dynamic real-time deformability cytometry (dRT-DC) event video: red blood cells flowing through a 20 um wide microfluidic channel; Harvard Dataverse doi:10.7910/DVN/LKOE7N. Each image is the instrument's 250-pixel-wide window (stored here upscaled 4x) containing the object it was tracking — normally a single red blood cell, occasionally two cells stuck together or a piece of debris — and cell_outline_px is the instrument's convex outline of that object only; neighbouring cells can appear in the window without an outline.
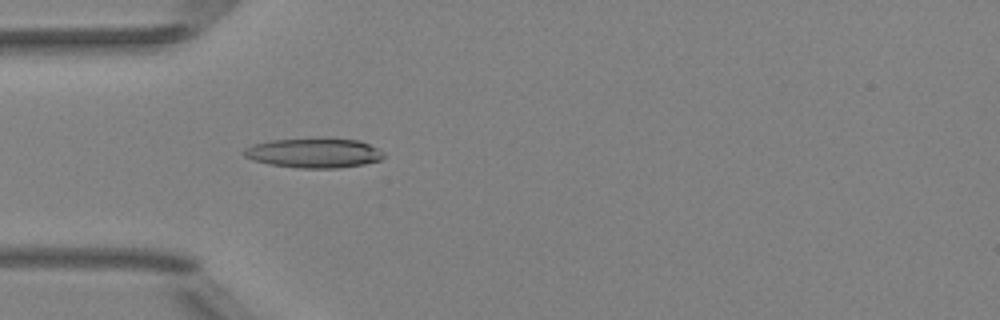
{"species": "Egyptian fruit bat (a non-hibernating species)", "species_latin": "Rousettus aegyptiacus", "temperature_condition": "room temperature", "stored_images_in_passage": 51, "camera_frame_rate_fps": 3000, "um_per_image_px": 0.085, "animal": {"sex": "female"}, "frame": {"image": 1, "passage_image": 16, "time_ms": 5.0, "image_size_px": [1000, 320], "cell_outline_px": [[384, 156], [380, 160], [364, 164], [336, 168], [300, 168], [268, 164], [244, 156], [240, 152], [244, 148], [252, 144], [272, 140], [360, 140], [384, 152]], "centroid_in_image_um": [26.65, 13.03], "position_along_channel_um": 58.4, "area_um2": 23.52}}
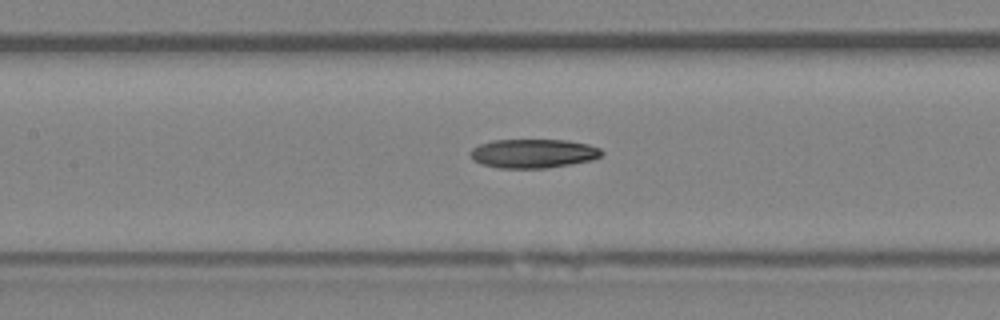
{"frame": {"image": 2, "passage_image": 24, "time_ms": 7.667, "image_size_px": [1000, 320], "cell_outline_px": [[604, 152], [600, 156], [592, 160], [572, 164], [548, 168], [500, 168], [480, 164], [472, 160], [468, 152], [472, 148], [480, 144], [492, 140], [568, 140], [588, 144], [600, 148]], "centroid_in_image_um": [45.3, 13.05], "position_along_channel_um": 162.1, "area_um2": 22.43}}
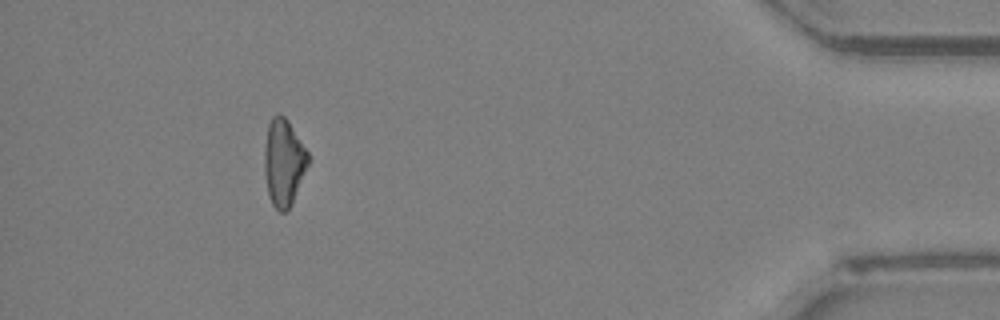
{"frame": {"image": 3, "passage_image": 47, "time_ms": 15.333, "image_size_px": [1000, 320], "cell_outline_px": [[308, 164], [292, 204], [284, 212], [280, 212], [272, 204], [268, 196], [264, 172], [264, 148], [268, 124], [272, 116], [284, 116], [288, 120], [308, 152]], "centroid_in_image_um": [24.09, 13.82], "position_along_channel_um": 411.1, "area_um2": 22.02}}